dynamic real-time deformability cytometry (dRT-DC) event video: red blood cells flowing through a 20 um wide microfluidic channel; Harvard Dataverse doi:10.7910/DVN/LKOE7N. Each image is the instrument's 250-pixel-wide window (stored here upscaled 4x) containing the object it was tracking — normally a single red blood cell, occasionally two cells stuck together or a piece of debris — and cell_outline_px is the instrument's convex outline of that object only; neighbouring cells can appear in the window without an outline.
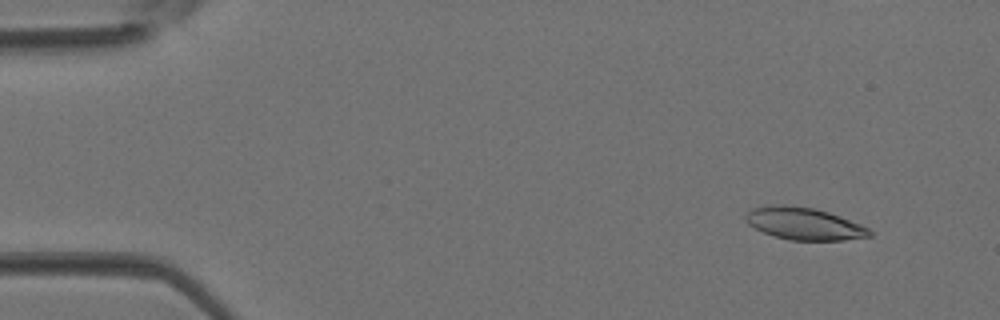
{"species": "Egyptian fruit bat (a non-hibernating species)", "species_latin": "Rousettus aegyptiacus", "temperature_condition": "room temperature", "stored_images_in_passage": 43, "camera_frame_rate_fps": 3000, "um_per_image_px": 0.085, "animal": {"sex": "female"}, "frame": {"image": 1, "passage_image": 4, "time_ms": 1.0, "image_size_px": [1000, 320], "cell_outline_px": [[872, 236], [844, 240], [792, 240], [776, 236], [764, 232], [748, 224], [744, 220], [744, 216], [752, 208], [764, 204], [784, 204], [812, 208], [828, 212], [840, 216], [860, 224], [868, 228], [872, 232]], "centroid_in_image_um": [68.32, 18.99], "position_along_channel_um": 16.7, "area_um2": 23.29}}
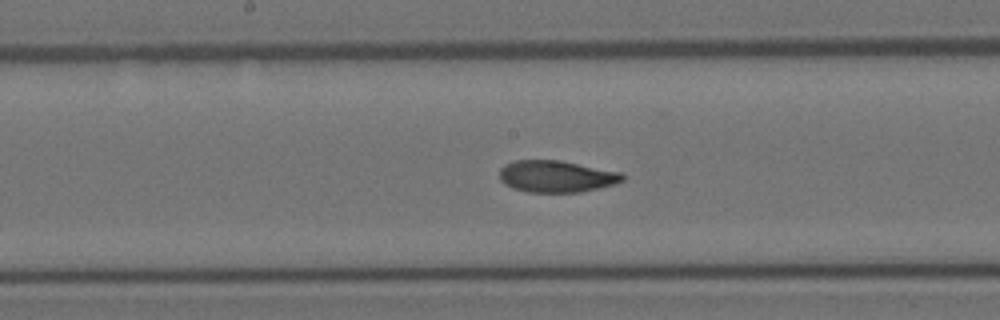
{"frame": {"image": 2, "passage_image": 22, "time_ms": 7.0, "image_size_px": [1000, 320], "cell_outline_px": [[624, 180], [616, 184], [580, 192], [528, 192], [512, 188], [504, 184], [500, 180], [500, 168], [504, 164], [516, 160], [560, 160], [624, 172]], "centroid_in_image_um": [47.31, 14.99], "position_along_channel_um": 200.9, "area_um2": 23.06}}
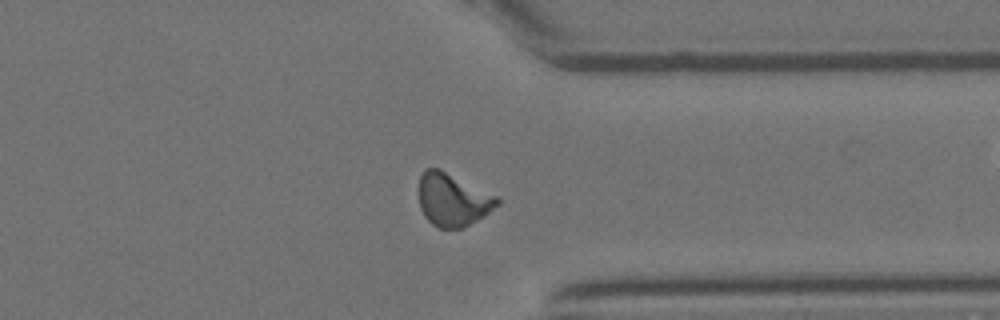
{"frame": {"image": 3, "passage_image": 33, "time_ms": 10.667, "image_size_px": [1000, 320], "cell_outline_px": [[500, 204], [484, 216], [464, 228], [436, 228], [424, 216], [420, 208], [416, 188], [420, 176], [424, 168], [440, 168], [496, 196], [500, 200]], "centroid_in_image_um": [38.43, 16.97], "position_along_channel_um": 373.0, "area_um2": 24.57}}